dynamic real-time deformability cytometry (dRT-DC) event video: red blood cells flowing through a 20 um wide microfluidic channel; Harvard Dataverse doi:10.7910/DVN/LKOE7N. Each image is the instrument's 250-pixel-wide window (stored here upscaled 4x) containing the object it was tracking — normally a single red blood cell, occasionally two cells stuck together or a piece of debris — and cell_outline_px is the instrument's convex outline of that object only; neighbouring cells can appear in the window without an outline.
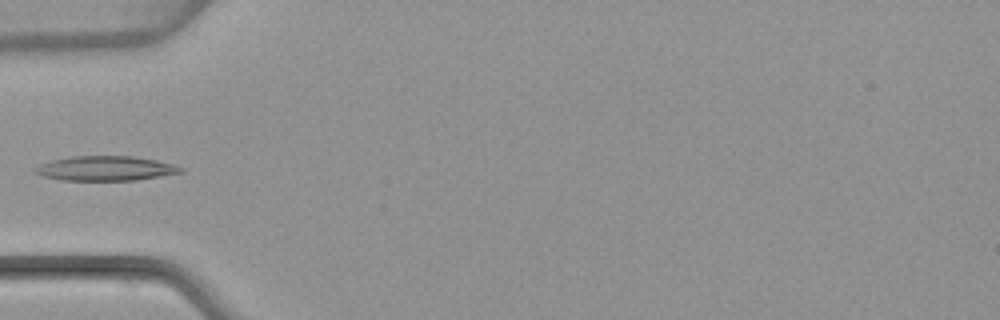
{"species": "common noctule bat (a hibernating species)", "species_latin": "Nyctalus noctula", "temperature_condition": "warm", "stored_images_in_passage": 4, "camera_frame_rate_fps": 3000, "um_per_image_px": 0.085, "animal": {"sex": "female", "body_mass_g": 22.7, "forearm_length_mm": 54.2}, "frame": {"image": 1, "passage_image": 4, "time_ms": 4.333, "image_size_px": [1000, 320], "cell_outline_px": [[184, 172], [136, 180], [64, 180], [44, 176], [32, 172], [32, 168], [40, 164], [52, 160], [72, 156], [132, 156], [156, 160], [176, 164], [184, 168]], "centroid_in_image_um": [8.98, 14.31], "position_along_channel_um": 76.0, "area_um2": 20.98}}